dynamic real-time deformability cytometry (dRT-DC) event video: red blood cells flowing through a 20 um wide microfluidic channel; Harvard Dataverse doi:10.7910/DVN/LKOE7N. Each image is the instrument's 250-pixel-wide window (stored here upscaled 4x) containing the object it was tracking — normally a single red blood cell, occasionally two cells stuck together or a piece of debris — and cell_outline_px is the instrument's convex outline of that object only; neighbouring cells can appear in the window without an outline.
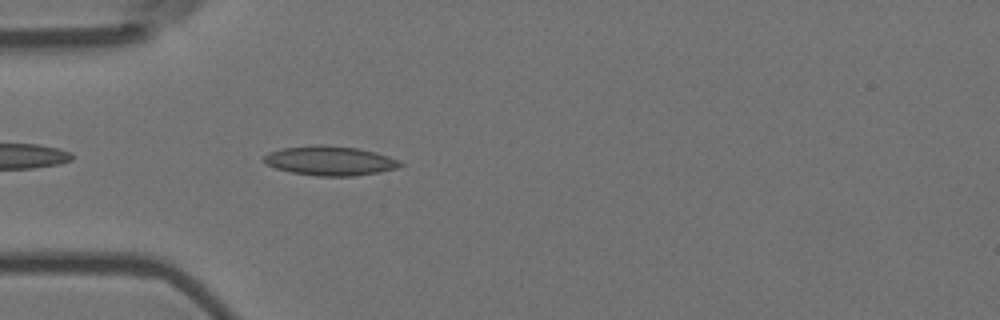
{"species": "Egyptian fruit bat (a non-hibernating species)", "species_latin": "Rousettus aegyptiacus", "temperature_condition": "room temperature", "stored_images_in_passage": 42, "camera_frame_rate_fps": 3000, "um_per_image_px": 0.085, "animal": {"sex": "female"}, "frame": {"image": 1, "passage_image": 3, "time_ms": 0.667, "image_size_px": [1000, 320], "cell_outline_px": [[404, 164], [396, 168], [380, 172], [356, 176], [316, 176], [292, 172], [276, 168], [260, 160], [268, 152], [284, 148], [316, 144], [324, 144], [356, 148], [376, 152], [400, 160]], "centroid_in_image_um": [28.05, 13.66], "position_along_channel_um": 56.9, "area_um2": 23.47}}
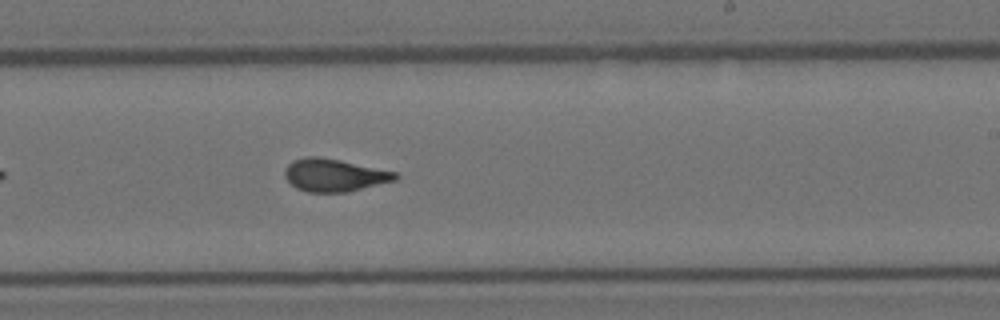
{"frame": {"image": 2, "passage_image": 20, "time_ms": 6.333, "image_size_px": [1000, 320], "cell_outline_px": [[400, 176], [396, 180], [348, 192], [308, 192], [296, 188], [284, 176], [284, 172], [288, 164], [292, 160], [308, 156], [316, 156], [340, 160], [396, 172]], "centroid_in_image_um": [28.41, 14.89], "position_along_channel_um": 260.6, "area_um2": 20.98}}
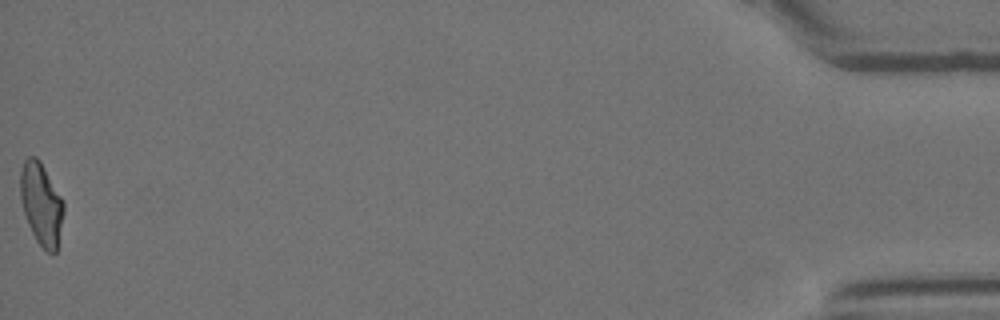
{"frame": {"image": 3, "passage_image": 42, "time_ms": 13.667, "image_size_px": [1000, 320], "cell_outline_px": [[64, 212], [56, 252], [48, 252], [36, 240], [28, 224], [20, 200], [20, 172], [24, 160], [28, 156], [36, 156], [40, 160], [60, 196], [64, 204]], "centroid_in_image_um": [3.49, 17.3], "position_along_channel_um": 431.7, "area_um2": 20.52}, "authors_computed_cell_mechanics": {"area_um2": 20.9814, "velocity_mm_per_s": 3.6757, "shape_relaxation_time_tau1_ms": 8.7408, "shape_relaxation_time_tau2_ms": 1.5328, "deformation_change_tau1": 0.2217, "deformation_change_tau2": 0.0741}}